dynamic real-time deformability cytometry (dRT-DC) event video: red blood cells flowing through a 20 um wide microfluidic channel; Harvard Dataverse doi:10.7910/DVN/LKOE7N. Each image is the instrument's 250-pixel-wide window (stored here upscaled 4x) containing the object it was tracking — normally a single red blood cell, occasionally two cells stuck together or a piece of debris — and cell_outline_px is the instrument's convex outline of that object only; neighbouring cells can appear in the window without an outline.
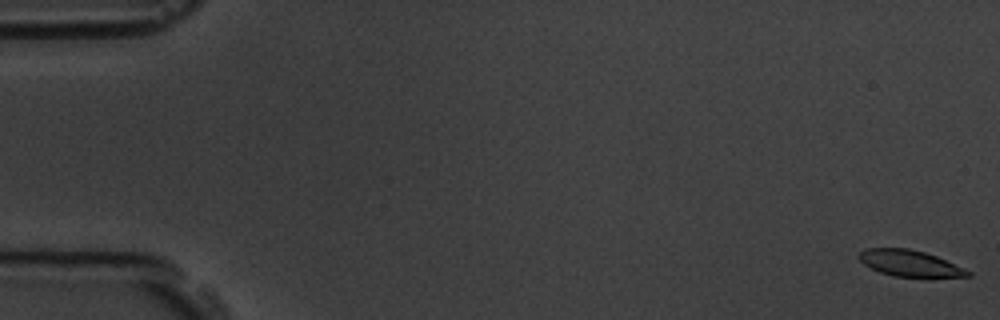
{"species": "common noctule bat (a hibernating species)", "species_latin": "Nyctalus noctula", "temperature_condition": "room temperature", "stored_images_in_passage": 59, "camera_frame_rate_fps": 3000, "um_per_image_px": 0.085, "animal": {"sex": "male", "body_mass_g": 19.5, "forearm_length_mm": 54.6}, "frame": {"image": 1, "passage_image": 1, "time_ms": 0.0, "image_size_px": [1000, 320], "cell_outline_px": [[972, 276], [892, 276], [880, 272], [864, 264], [856, 256], [864, 248], [908, 248], [924, 252], [936, 256], [964, 268], [972, 272]], "centroid_in_image_um": [77.29, 22.36], "position_along_channel_um": 7.7, "area_um2": 16.36}}
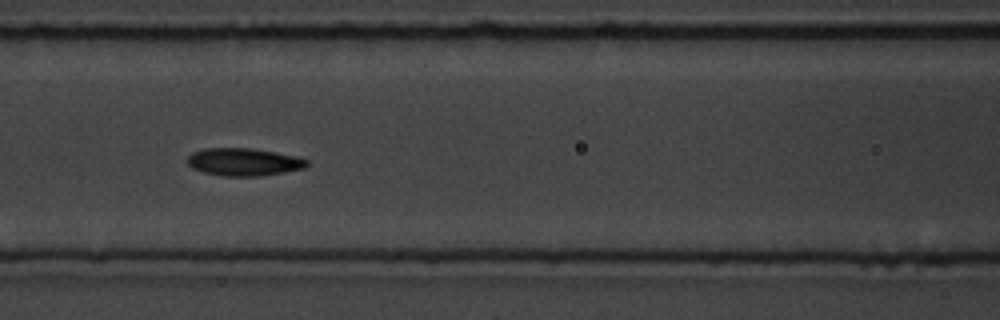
{"frame": {"image": 2, "passage_image": 26, "time_ms": 8.333, "image_size_px": [1000, 320], "cell_outline_px": [[308, 164], [304, 168], [284, 172], [256, 176], [224, 176], [204, 172], [192, 168], [188, 164], [188, 156], [192, 152], [204, 148], [248, 148], [300, 156], [308, 160]], "centroid_in_image_um": [20.73, 13.76], "position_along_channel_um": 145.9, "area_um2": 19.19}}
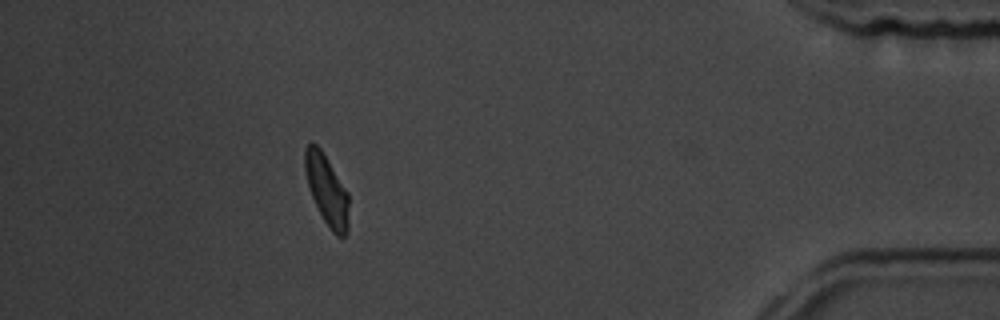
{"frame": {"image": 3, "passage_image": 53, "time_ms": 17.333, "image_size_px": [1000, 320], "cell_outline_px": [[348, 228], [344, 236], [336, 236], [332, 232], [324, 220], [312, 196], [308, 184], [304, 168], [304, 148], [312, 140], [320, 148], [348, 192]], "centroid_in_image_um": [27.76, 16.11], "position_along_channel_um": 407.4, "area_um2": 17.74}, "authors_computed_cell_mechanics": {"area_um2": 18.496, "velocity_mm_per_s": 3.4858, "shape_relaxation_time_tau1_ms": 2.824, "shape_relaxation_time_tau2_ms": 3.7781, "deformation_change_tau1": 0.1181, "deformation_change_tau2": 0.094}}